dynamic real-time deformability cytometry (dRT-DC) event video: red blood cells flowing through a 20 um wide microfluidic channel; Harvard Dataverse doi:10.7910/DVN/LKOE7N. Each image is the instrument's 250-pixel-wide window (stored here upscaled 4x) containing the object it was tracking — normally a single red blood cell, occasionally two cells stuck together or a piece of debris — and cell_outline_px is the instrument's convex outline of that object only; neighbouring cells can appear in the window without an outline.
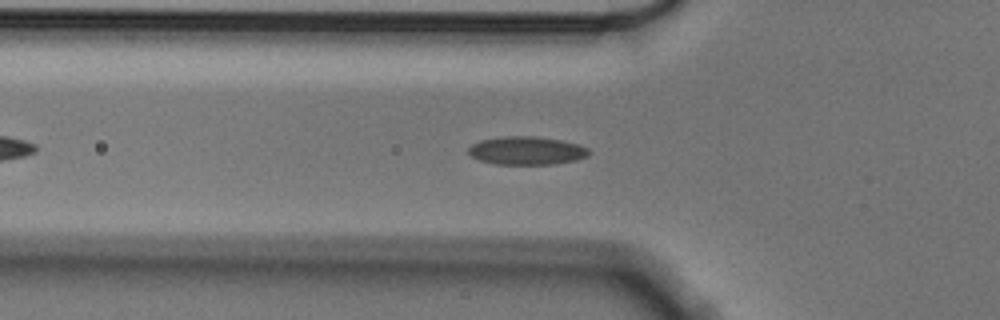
{"species": "Egyptian fruit bat (a non-hibernating species)", "species_latin": "Rousettus aegyptiacus", "temperature_condition": "cold", "stored_images_in_passage": 6, "camera_frame_rate_fps": 3000, "um_per_image_px": 0.085, "animal": {"sex": "male"}, "frame": {"image": 1, "passage_image": 3, "time_ms": 0.667, "image_size_px": [1000, 320], "cell_outline_px": [[588, 156], [576, 160], [552, 164], [496, 164], [480, 160], [472, 156], [468, 152], [468, 148], [472, 144], [480, 140], [504, 136], [536, 136], [560, 140], [580, 144], [588, 148]], "centroid_in_image_um": [44.76, 12.79], "position_along_channel_um": 81.0, "area_um2": 19.77}}
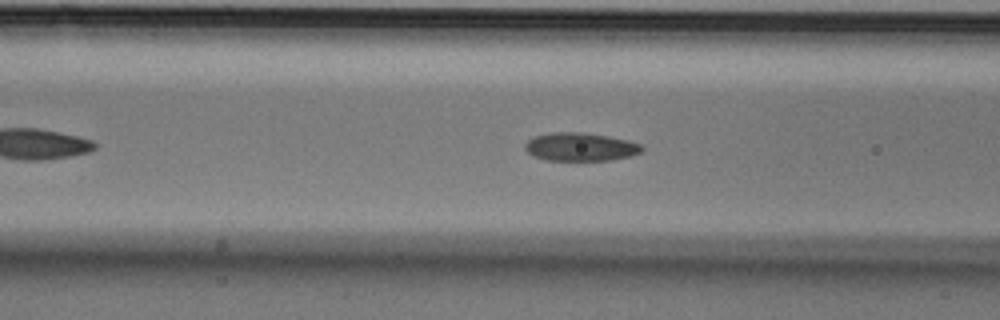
{"frame": {"image": 2, "passage_image": 6, "time_ms": 1.667, "image_size_px": [1000, 320], "cell_outline_px": [[644, 148], [640, 152], [632, 156], [612, 160], [544, 160], [532, 156], [524, 148], [524, 144], [528, 140], [536, 136], [552, 132], [580, 132], [608, 136], [628, 140], [640, 144]], "centroid_in_image_um": [49.33, 12.49], "position_along_channel_um": 117.3, "area_um2": 19.31}}